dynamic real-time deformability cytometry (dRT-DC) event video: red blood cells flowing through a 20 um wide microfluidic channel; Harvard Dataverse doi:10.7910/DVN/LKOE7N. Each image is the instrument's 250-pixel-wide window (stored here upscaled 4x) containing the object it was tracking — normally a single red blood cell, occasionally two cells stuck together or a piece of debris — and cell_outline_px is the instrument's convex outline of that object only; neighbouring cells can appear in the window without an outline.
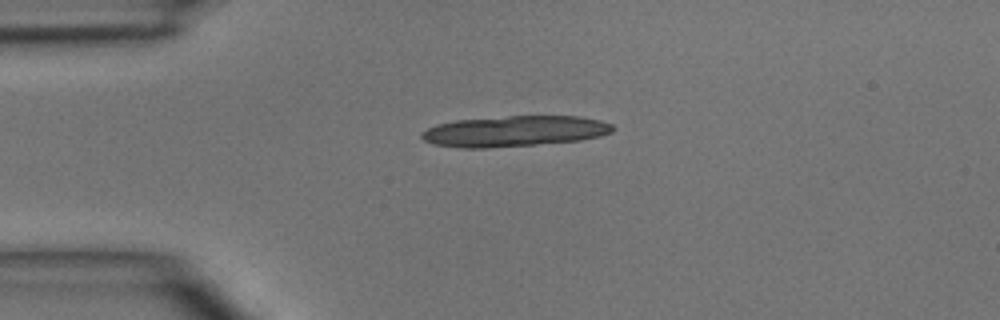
{"species": "common noctule bat (a hibernating species)", "species_latin": "Nyctalus noctula", "temperature_condition": "room temperature", "stored_images_in_passage": 4, "segment_of_instrument_passage": [2, 2], "camera_frame_rate_fps": 3000, "um_per_image_px": 0.085, "animal": {"sex": "male", "body_mass_g": 15.6}, "frame": {"image": 1, "passage_image": 4, "time_ms": 3.667, "image_size_px": [1000, 320], "cell_outline_px": [[616, 128], [612, 132], [600, 136], [580, 140], [536, 144], [488, 148], [460, 148], [432, 144], [424, 140], [420, 136], [420, 132], [436, 124], [456, 120], [508, 116], [580, 116], [600, 120], [612, 124]], "centroid_in_image_um": [43.72, 11.15], "position_along_channel_um": 41.3, "area_um2": 34.39}}